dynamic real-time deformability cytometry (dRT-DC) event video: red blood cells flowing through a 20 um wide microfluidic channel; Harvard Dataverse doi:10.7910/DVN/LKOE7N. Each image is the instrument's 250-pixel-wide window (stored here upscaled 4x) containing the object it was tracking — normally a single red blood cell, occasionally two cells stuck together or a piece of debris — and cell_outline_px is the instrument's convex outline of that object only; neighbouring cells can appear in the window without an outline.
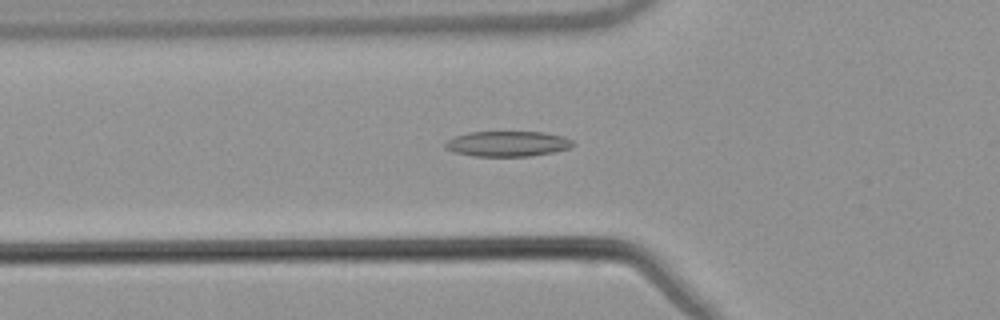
{"species": "common noctule bat (a hibernating species)", "species_latin": "Nyctalus noctula", "temperature_condition": "warm", "stored_images_in_passage": 55, "camera_frame_rate_fps": 3000, "um_per_image_px": 0.085, "animal": {"sex": "male", "body_mass_g": 21.5, "forearm_length_mm": 52.0}, "frame": {"image": 1, "passage_image": 20, "time_ms": 6.333, "image_size_px": [1000, 320], "cell_outline_px": [[576, 144], [568, 148], [552, 152], [528, 156], [476, 156], [456, 152], [448, 148], [444, 144], [448, 140], [456, 136], [468, 132], [544, 132], [564, 136], [572, 140]], "centroid_in_image_um": [43.19, 12.21], "position_along_channel_um": 82.6, "area_um2": 18.61}}
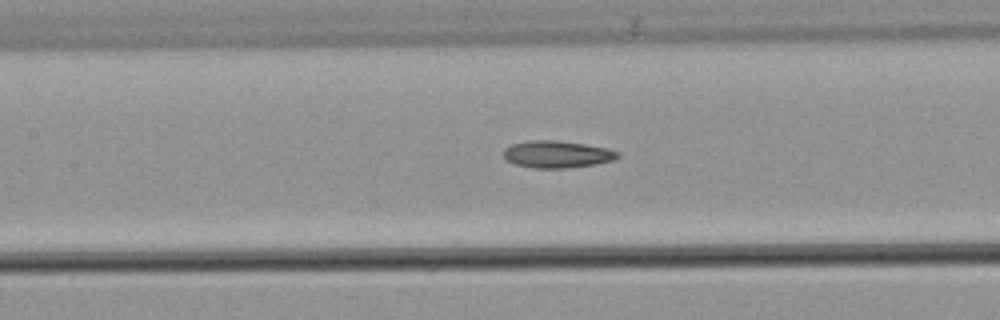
{"frame": {"image": 2, "passage_image": 26, "time_ms": 8.333, "image_size_px": [1000, 320], "cell_outline_px": [[620, 156], [612, 160], [592, 164], [564, 168], [532, 168], [516, 164], [508, 160], [504, 156], [504, 148], [512, 144], [532, 140], [556, 140], [584, 144], [608, 148], [620, 152]], "centroid_in_image_um": [47.35, 13.1], "position_along_channel_um": 160.1, "area_um2": 17.8}}
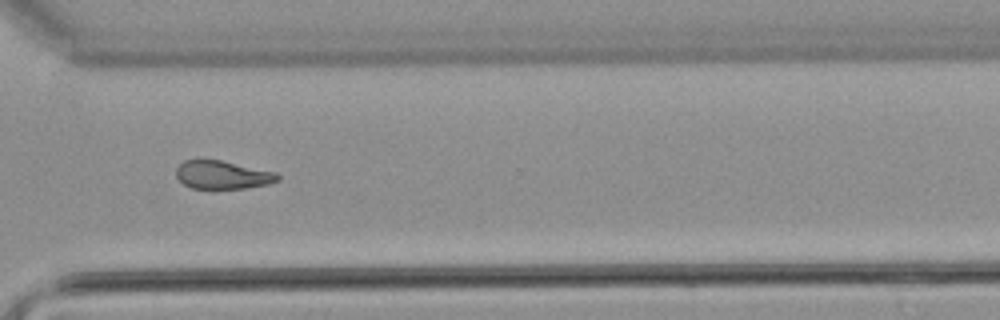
{"frame": {"image": 3, "passage_image": 41, "time_ms": 13.333, "image_size_px": [1000, 320], "cell_outline_px": [[280, 180], [268, 184], [244, 188], [192, 188], [184, 184], [176, 176], [176, 168], [184, 160], [220, 160], [276, 172], [280, 176]], "centroid_in_image_um": [18.93, 14.86], "position_along_channel_um": 351.7, "area_um2": 16.53}, "authors_computed_cell_mechanics": {"area_um2": 17.8602, "velocity_mm_per_s": 3.839, "shape_relaxation_time_tau1_ms": null, "shape_relaxation_time_tau2_ms": 5.7969, "deformation_change_tau1": null, "deformation_change_tau2": 0.1338}}